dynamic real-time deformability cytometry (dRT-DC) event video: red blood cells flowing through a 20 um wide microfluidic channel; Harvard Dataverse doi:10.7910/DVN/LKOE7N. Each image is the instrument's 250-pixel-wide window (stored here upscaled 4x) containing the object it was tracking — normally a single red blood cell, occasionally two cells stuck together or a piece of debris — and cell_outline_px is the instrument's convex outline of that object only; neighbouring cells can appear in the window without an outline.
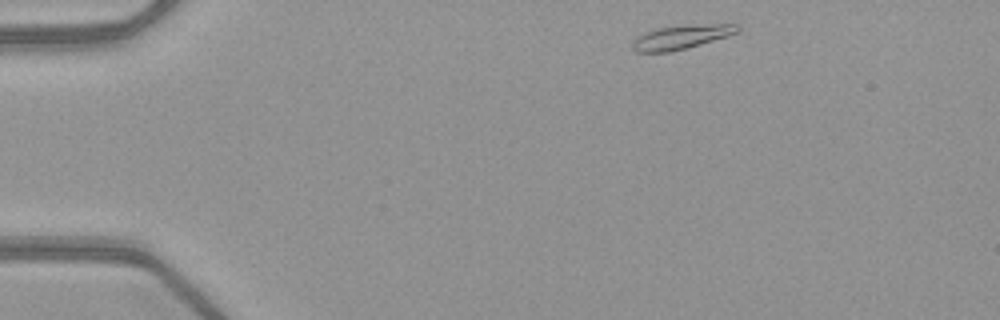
{"species": "common noctule bat (a hibernating species)", "species_latin": "Nyctalus noctula", "temperature_condition": "warm", "stored_images_in_passage": 44, "camera_frame_rate_fps": 3000, "um_per_image_px": 0.085, "animal": {"sex": "female", "body_mass_g": 21.9}, "frame": {"image": 1, "passage_image": 1, "time_ms": 0.0, "image_size_px": [1000, 320], "cell_outline_px": [[740, 28], [736, 32], [728, 36], [688, 48], [672, 52], [636, 52], [632, 48], [632, 40], [636, 36], [644, 32], [656, 28], [688, 24], [740, 24]], "centroid_in_image_um": [57.88, 3.14], "position_along_channel_um": 27.1, "area_um2": 15.03}}
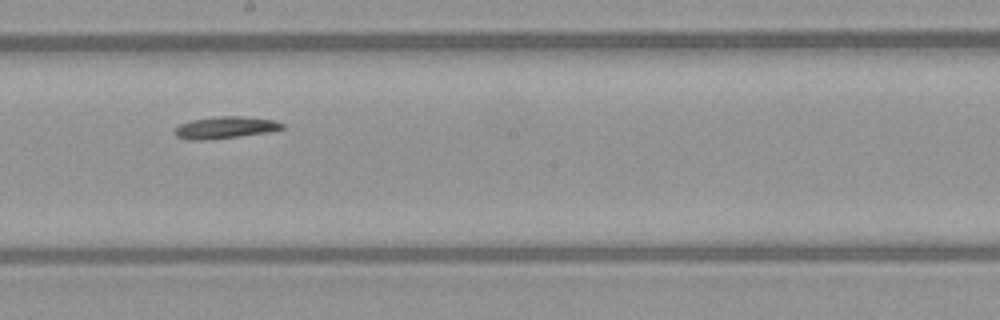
{"frame": {"image": 2, "passage_image": 22, "time_ms": 7.0, "image_size_px": [1000, 320], "cell_outline_px": [[284, 128], [268, 132], [240, 136], [208, 140], [184, 140], [176, 136], [172, 132], [180, 124], [192, 120], [220, 116], [240, 116], [276, 120], [284, 124]], "centroid_in_image_um": [19.12, 10.85], "position_along_channel_um": 229.1, "area_um2": 13.81}}
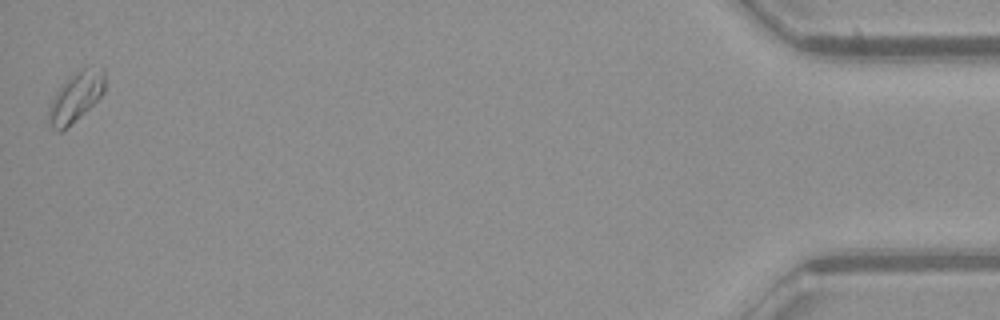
{"frame": {"image": 3, "passage_image": 44, "time_ms": 14.333, "image_size_px": [1000, 320], "cell_outline_px": [[104, 92], [84, 112], [60, 132], [56, 132], [48, 124], [48, 108], [60, 84], [80, 68], [88, 64], [104, 64]], "centroid_in_image_um": [6.46, 8.15], "position_along_channel_um": 428.7, "area_um2": 16.59}}